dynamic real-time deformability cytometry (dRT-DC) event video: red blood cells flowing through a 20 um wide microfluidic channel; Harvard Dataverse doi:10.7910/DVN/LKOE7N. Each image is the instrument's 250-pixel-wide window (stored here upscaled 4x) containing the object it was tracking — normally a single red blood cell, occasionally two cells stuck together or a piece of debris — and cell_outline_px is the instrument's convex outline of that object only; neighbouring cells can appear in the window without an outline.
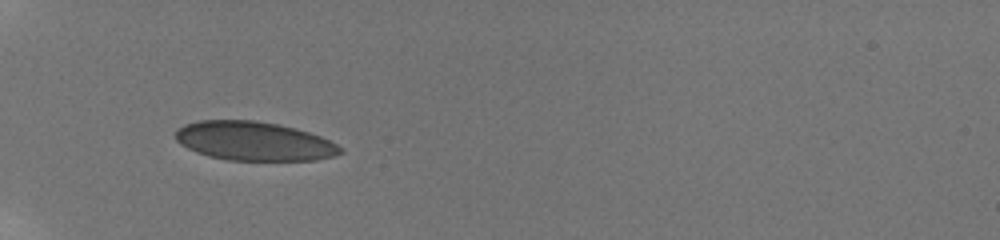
{"species": "human", "species_latin": "Homo sapiens", "temperature_condition": "room temperature", "stored_images_in_passage": 21, "camera_frame_rate_fps": 3000, "um_per_image_px": 0.085, "donor": {"sex": "male"}, "frame": {"image": 1, "passage_image": 1, "time_ms": 0.0, "image_size_px": [1000, 240], "cell_outline_px": [[344, 152], [332, 156], [316, 160], [228, 160], [208, 156], [196, 152], [180, 144], [176, 140], [176, 128], [184, 124], [200, 120], [256, 120], [296, 128], [320, 136], [344, 148]], "centroid_in_image_um": [21.57, 11.99], "position_along_channel_um": 63.4, "area_um2": 37.45}}
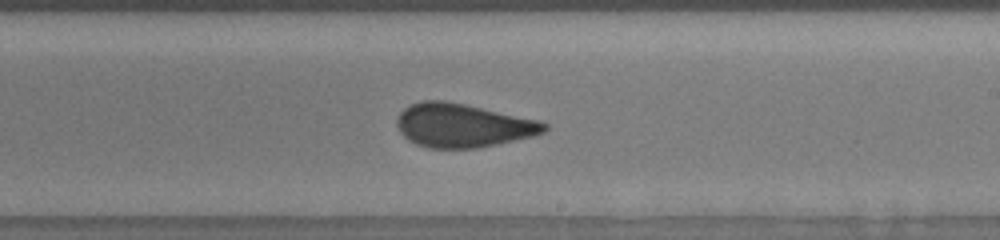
{"frame": {"image": 2, "passage_image": 17, "time_ms": 5.333, "image_size_px": [1000, 240], "cell_outline_px": [[548, 128], [544, 132], [532, 136], [496, 144], [476, 148], [428, 148], [416, 144], [408, 140], [400, 132], [396, 124], [396, 120], [400, 112], [404, 108], [412, 104], [424, 100], [444, 100], [464, 104], [540, 120], [548, 124]], "centroid_in_image_um": [39.32, 10.66], "position_along_channel_um": 249.7, "area_um2": 37.4}}
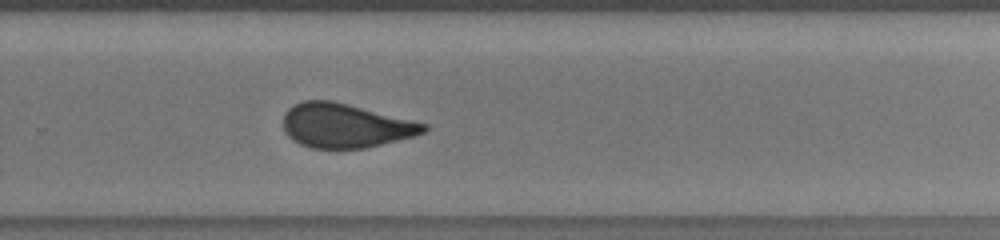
{"frame": {"image": 3, "passage_image": 21, "time_ms": 6.667, "image_size_px": [1000, 240], "cell_outline_px": [[428, 128], [424, 132], [412, 136], [364, 148], [312, 148], [300, 144], [292, 140], [284, 132], [284, 112], [288, 108], [304, 100], [332, 100], [428, 124]], "centroid_in_image_um": [29.31, 10.67], "position_along_channel_um": 300.5, "area_um2": 35.84}}